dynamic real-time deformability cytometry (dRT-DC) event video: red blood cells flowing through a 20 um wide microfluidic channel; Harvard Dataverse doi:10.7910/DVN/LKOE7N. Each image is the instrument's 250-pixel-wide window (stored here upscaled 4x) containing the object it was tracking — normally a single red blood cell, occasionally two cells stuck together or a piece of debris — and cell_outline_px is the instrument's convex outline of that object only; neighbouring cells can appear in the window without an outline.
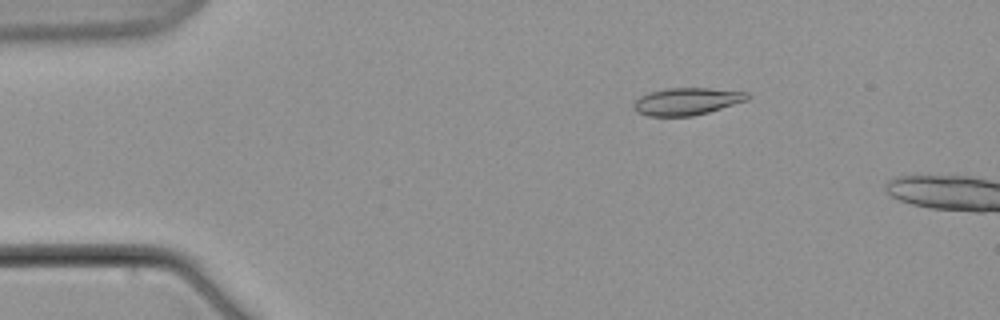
{"species": "common noctule bat (a hibernating species)", "species_latin": "Nyctalus noctula", "temperature_condition": "warm", "stored_images_in_passage": 5, "camera_frame_rate_fps": 3000, "um_per_image_px": 0.085, "animal": {"sex": "male", "body_mass_g": 21.5, "forearm_length_mm": 52.0}, "frame": {"image": 1, "passage_image": 3, "time_ms": 3.333, "image_size_px": [1000, 320], "cell_outline_px": [[752, 96], [748, 100], [708, 112], [692, 116], [648, 116], [636, 112], [632, 108], [632, 104], [640, 96], [652, 92], [668, 88], [708, 88], [748, 92]], "centroid_in_image_um": [58.39, 8.62], "position_along_channel_um": 26.6, "area_um2": 18.09}}